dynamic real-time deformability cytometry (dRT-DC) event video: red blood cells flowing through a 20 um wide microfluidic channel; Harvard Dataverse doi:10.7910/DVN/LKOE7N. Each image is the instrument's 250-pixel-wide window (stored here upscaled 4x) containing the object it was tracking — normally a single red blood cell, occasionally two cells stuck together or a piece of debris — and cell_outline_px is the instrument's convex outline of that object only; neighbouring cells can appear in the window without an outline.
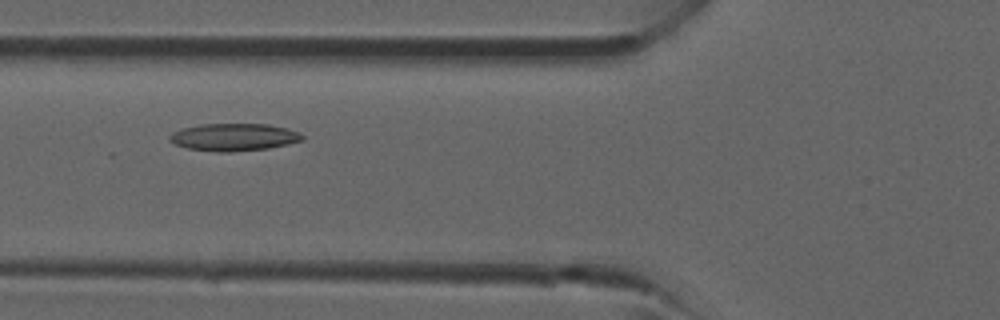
{"species": "common noctule bat (a hibernating species)", "species_latin": "Nyctalus noctula", "temperature_condition": "room temperature", "stored_images_in_passage": 31, "camera_frame_rate_fps": 3000, "um_per_image_px": 0.085, "animal": {"sex": "male", "forearm_length_mm": 52.5}, "frame": {"image": 1, "passage_image": 12, "time_ms": 3.667, "image_size_px": [1000, 320], "cell_outline_px": [[304, 140], [288, 144], [268, 148], [228, 152], [216, 152], [188, 148], [176, 144], [168, 140], [168, 136], [172, 132], [184, 128], [200, 124], [268, 124], [288, 128], [300, 132], [304, 136]], "centroid_in_image_um": [19.9, 11.65], "position_along_channel_um": 105.9, "area_um2": 21.27}}
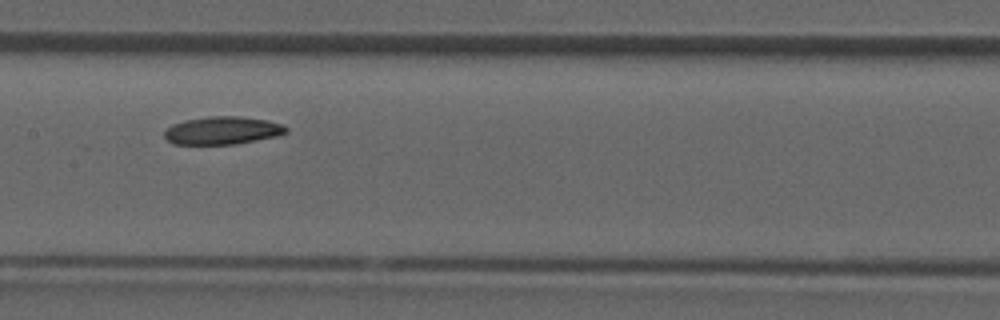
{"frame": {"image": 2, "passage_image": 17, "time_ms": 5.333, "image_size_px": [1000, 320], "cell_outline_px": [[288, 132], [276, 136], [236, 144], [172, 144], [164, 136], [164, 132], [172, 124], [184, 120], [208, 116], [236, 116], [268, 120], [284, 124], [288, 128]], "centroid_in_image_um": [18.92, 11.08], "position_along_channel_um": 188.5, "area_um2": 19.83}}
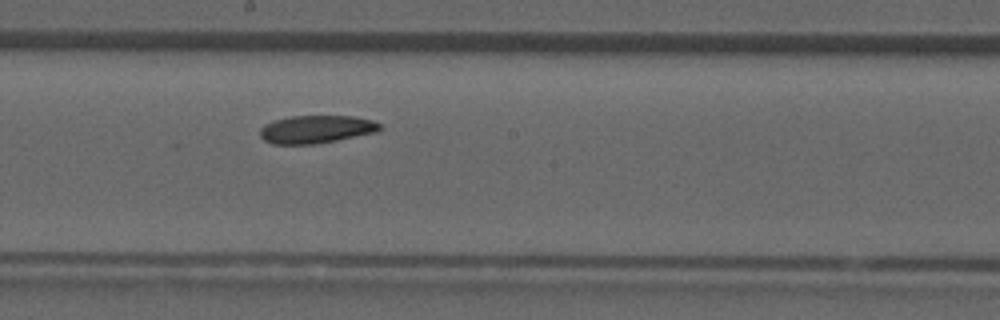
{"frame": {"image": 3, "passage_image": 19, "time_ms": 6.0, "image_size_px": [1000, 320], "cell_outline_px": [[380, 128], [376, 132], [336, 140], [312, 144], [272, 144], [264, 140], [260, 136], [260, 128], [264, 124], [288, 116], [356, 116], [372, 120], [380, 124]], "centroid_in_image_um": [26.84, 10.98], "position_along_channel_um": 221.4, "area_um2": 19.36}}